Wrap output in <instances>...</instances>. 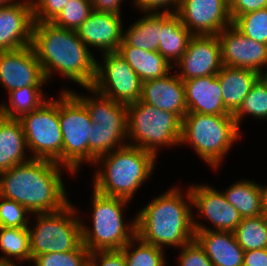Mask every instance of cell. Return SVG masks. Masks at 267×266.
Wrapping results in <instances>:
<instances>
[{
    "instance_id": "cell-1",
    "label": "cell",
    "mask_w": 267,
    "mask_h": 266,
    "mask_svg": "<svg viewBox=\"0 0 267 266\" xmlns=\"http://www.w3.org/2000/svg\"><path fill=\"white\" fill-rule=\"evenodd\" d=\"M69 168L57 162L31 158L0 173V196L23 205L31 214L60 211L68 200L63 181Z\"/></svg>"
},
{
    "instance_id": "cell-2",
    "label": "cell",
    "mask_w": 267,
    "mask_h": 266,
    "mask_svg": "<svg viewBox=\"0 0 267 266\" xmlns=\"http://www.w3.org/2000/svg\"><path fill=\"white\" fill-rule=\"evenodd\" d=\"M31 47L47 81L58 73L83 88L93 85L97 59L75 30L52 22H34Z\"/></svg>"
},
{
    "instance_id": "cell-3",
    "label": "cell",
    "mask_w": 267,
    "mask_h": 266,
    "mask_svg": "<svg viewBox=\"0 0 267 266\" xmlns=\"http://www.w3.org/2000/svg\"><path fill=\"white\" fill-rule=\"evenodd\" d=\"M171 187L155 197L136 215V235L143 241L158 246H182L195 240L190 189Z\"/></svg>"
},
{
    "instance_id": "cell-4",
    "label": "cell",
    "mask_w": 267,
    "mask_h": 266,
    "mask_svg": "<svg viewBox=\"0 0 267 266\" xmlns=\"http://www.w3.org/2000/svg\"><path fill=\"white\" fill-rule=\"evenodd\" d=\"M157 157L126 144L95 160L93 189L105 196L131 201L144 182L151 179ZM142 185V186H141Z\"/></svg>"
},
{
    "instance_id": "cell-5",
    "label": "cell",
    "mask_w": 267,
    "mask_h": 266,
    "mask_svg": "<svg viewBox=\"0 0 267 266\" xmlns=\"http://www.w3.org/2000/svg\"><path fill=\"white\" fill-rule=\"evenodd\" d=\"M242 137L233 115L187 113L182 119L180 145H190L211 169L219 170L225 155Z\"/></svg>"
},
{
    "instance_id": "cell-6",
    "label": "cell",
    "mask_w": 267,
    "mask_h": 266,
    "mask_svg": "<svg viewBox=\"0 0 267 266\" xmlns=\"http://www.w3.org/2000/svg\"><path fill=\"white\" fill-rule=\"evenodd\" d=\"M92 190V227L81 219L82 244L89 252L121 250L136 235V216L129 223L123 220V207L131 201Z\"/></svg>"
},
{
    "instance_id": "cell-7",
    "label": "cell",
    "mask_w": 267,
    "mask_h": 266,
    "mask_svg": "<svg viewBox=\"0 0 267 266\" xmlns=\"http://www.w3.org/2000/svg\"><path fill=\"white\" fill-rule=\"evenodd\" d=\"M92 95L72 91L86 106L92 122L89 136V164L100 156L127 144V105L85 87Z\"/></svg>"
},
{
    "instance_id": "cell-8",
    "label": "cell",
    "mask_w": 267,
    "mask_h": 266,
    "mask_svg": "<svg viewBox=\"0 0 267 266\" xmlns=\"http://www.w3.org/2000/svg\"><path fill=\"white\" fill-rule=\"evenodd\" d=\"M127 144L156 157L162 147L180 146L182 120L140 100L127 105Z\"/></svg>"
},
{
    "instance_id": "cell-9",
    "label": "cell",
    "mask_w": 267,
    "mask_h": 266,
    "mask_svg": "<svg viewBox=\"0 0 267 266\" xmlns=\"http://www.w3.org/2000/svg\"><path fill=\"white\" fill-rule=\"evenodd\" d=\"M77 210L70 203L60 211L32 214L36 225L28 227L31 261L47 253L76 250L82 244L81 218Z\"/></svg>"
},
{
    "instance_id": "cell-10",
    "label": "cell",
    "mask_w": 267,
    "mask_h": 266,
    "mask_svg": "<svg viewBox=\"0 0 267 266\" xmlns=\"http://www.w3.org/2000/svg\"><path fill=\"white\" fill-rule=\"evenodd\" d=\"M58 117L63 137V166L79 174L81 164H89L92 122L84 103L66 87L58 98Z\"/></svg>"
},
{
    "instance_id": "cell-11",
    "label": "cell",
    "mask_w": 267,
    "mask_h": 266,
    "mask_svg": "<svg viewBox=\"0 0 267 266\" xmlns=\"http://www.w3.org/2000/svg\"><path fill=\"white\" fill-rule=\"evenodd\" d=\"M26 145L31 158L63 165V137L58 117V99L47 98L39 108L23 115Z\"/></svg>"
},
{
    "instance_id": "cell-12",
    "label": "cell",
    "mask_w": 267,
    "mask_h": 266,
    "mask_svg": "<svg viewBox=\"0 0 267 266\" xmlns=\"http://www.w3.org/2000/svg\"><path fill=\"white\" fill-rule=\"evenodd\" d=\"M97 61L93 87L114 101L130 104L140 100L142 81L126 60L117 52L101 54Z\"/></svg>"
},
{
    "instance_id": "cell-13",
    "label": "cell",
    "mask_w": 267,
    "mask_h": 266,
    "mask_svg": "<svg viewBox=\"0 0 267 266\" xmlns=\"http://www.w3.org/2000/svg\"><path fill=\"white\" fill-rule=\"evenodd\" d=\"M192 197V208L197 209L199 216L209 220L212 227L199 223L194 218V230L234 231L242 221V216L225 198L223 192L205 184H192L189 186ZM195 219V220H194Z\"/></svg>"
},
{
    "instance_id": "cell-14",
    "label": "cell",
    "mask_w": 267,
    "mask_h": 266,
    "mask_svg": "<svg viewBox=\"0 0 267 266\" xmlns=\"http://www.w3.org/2000/svg\"><path fill=\"white\" fill-rule=\"evenodd\" d=\"M176 13L194 36L218 35L232 24L226 0H180Z\"/></svg>"
},
{
    "instance_id": "cell-15",
    "label": "cell",
    "mask_w": 267,
    "mask_h": 266,
    "mask_svg": "<svg viewBox=\"0 0 267 266\" xmlns=\"http://www.w3.org/2000/svg\"><path fill=\"white\" fill-rule=\"evenodd\" d=\"M46 83L48 81L31 45L18 50L0 51V85L7 93Z\"/></svg>"
},
{
    "instance_id": "cell-16",
    "label": "cell",
    "mask_w": 267,
    "mask_h": 266,
    "mask_svg": "<svg viewBox=\"0 0 267 266\" xmlns=\"http://www.w3.org/2000/svg\"><path fill=\"white\" fill-rule=\"evenodd\" d=\"M173 70L182 80L217 75L223 67L221 44L217 35L193 36L187 50Z\"/></svg>"
},
{
    "instance_id": "cell-17",
    "label": "cell",
    "mask_w": 267,
    "mask_h": 266,
    "mask_svg": "<svg viewBox=\"0 0 267 266\" xmlns=\"http://www.w3.org/2000/svg\"><path fill=\"white\" fill-rule=\"evenodd\" d=\"M223 66L251 69L260 73L267 65V44L243 35L233 24L218 35Z\"/></svg>"
},
{
    "instance_id": "cell-18",
    "label": "cell",
    "mask_w": 267,
    "mask_h": 266,
    "mask_svg": "<svg viewBox=\"0 0 267 266\" xmlns=\"http://www.w3.org/2000/svg\"><path fill=\"white\" fill-rule=\"evenodd\" d=\"M34 17L31 0L0 6V51L31 45Z\"/></svg>"
},
{
    "instance_id": "cell-19",
    "label": "cell",
    "mask_w": 267,
    "mask_h": 266,
    "mask_svg": "<svg viewBox=\"0 0 267 266\" xmlns=\"http://www.w3.org/2000/svg\"><path fill=\"white\" fill-rule=\"evenodd\" d=\"M121 17L119 14L92 11L76 33L89 49L97 48L102 54L117 52L123 41Z\"/></svg>"
},
{
    "instance_id": "cell-20",
    "label": "cell",
    "mask_w": 267,
    "mask_h": 266,
    "mask_svg": "<svg viewBox=\"0 0 267 266\" xmlns=\"http://www.w3.org/2000/svg\"><path fill=\"white\" fill-rule=\"evenodd\" d=\"M140 101L172 112L181 120L188 113L184 82L176 72L142 82Z\"/></svg>"
},
{
    "instance_id": "cell-21",
    "label": "cell",
    "mask_w": 267,
    "mask_h": 266,
    "mask_svg": "<svg viewBox=\"0 0 267 266\" xmlns=\"http://www.w3.org/2000/svg\"><path fill=\"white\" fill-rule=\"evenodd\" d=\"M188 113L232 115L224 106L217 75L183 80Z\"/></svg>"
},
{
    "instance_id": "cell-22",
    "label": "cell",
    "mask_w": 267,
    "mask_h": 266,
    "mask_svg": "<svg viewBox=\"0 0 267 266\" xmlns=\"http://www.w3.org/2000/svg\"><path fill=\"white\" fill-rule=\"evenodd\" d=\"M194 231L195 240L215 266H243L244 250L232 231Z\"/></svg>"
},
{
    "instance_id": "cell-23",
    "label": "cell",
    "mask_w": 267,
    "mask_h": 266,
    "mask_svg": "<svg viewBox=\"0 0 267 266\" xmlns=\"http://www.w3.org/2000/svg\"><path fill=\"white\" fill-rule=\"evenodd\" d=\"M225 109L234 114L259 78L251 69L223 66L217 73Z\"/></svg>"
},
{
    "instance_id": "cell-24",
    "label": "cell",
    "mask_w": 267,
    "mask_h": 266,
    "mask_svg": "<svg viewBox=\"0 0 267 266\" xmlns=\"http://www.w3.org/2000/svg\"><path fill=\"white\" fill-rule=\"evenodd\" d=\"M27 145L19 119L0 115V173L31 159L26 155Z\"/></svg>"
},
{
    "instance_id": "cell-25",
    "label": "cell",
    "mask_w": 267,
    "mask_h": 266,
    "mask_svg": "<svg viewBox=\"0 0 267 266\" xmlns=\"http://www.w3.org/2000/svg\"><path fill=\"white\" fill-rule=\"evenodd\" d=\"M118 53L136 72L142 82L162 78L173 72L174 67L158 52L145 51L135 46L121 42Z\"/></svg>"
},
{
    "instance_id": "cell-26",
    "label": "cell",
    "mask_w": 267,
    "mask_h": 266,
    "mask_svg": "<svg viewBox=\"0 0 267 266\" xmlns=\"http://www.w3.org/2000/svg\"><path fill=\"white\" fill-rule=\"evenodd\" d=\"M194 35L185 28L177 13H162L158 52L174 67Z\"/></svg>"
},
{
    "instance_id": "cell-27",
    "label": "cell",
    "mask_w": 267,
    "mask_h": 266,
    "mask_svg": "<svg viewBox=\"0 0 267 266\" xmlns=\"http://www.w3.org/2000/svg\"><path fill=\"white\" fill-rule=\"evenodd\" d=\"M226 200L243 217L263 214L262 185L249 179H241L222 191Z\"/></svg>"
},
{
    "instance_id": "cell-28",
    "label": "cell",
    "mask_w": 267,
    "mask_h": 266,
    "mask_svg": "<svg viewBox=\"0 0 267 266\" xmlns=\"http://www.w3.org/2000/svg\"><path fill=\"white\" fill-rule=\"evenodd\" d=\"M123 32V40L145 51H158L162 13H145Z\"/></svg>"
},
{
    "instance_id": "cell-29",
    "label": "cell",
    "mask_w": 267,
    "mask_h": 266,
    "mask_svg": "<svg viewBox=\"0 0 267 266\" xmlns=\"http://www.w3.org/2000/svg\"><path fill=\"white\" fill-rule=\"evenodd\" d=\"M43 86H25L8 93L6 101L0 104V115L9 119H20L23 115L39 108L48 97L42 90Z\"/></svg>"
},
{
    "instance_id": "cell-30",
    "label": "cell",
    "mask_w": 267,
    "mask_h": 266,
    "mask_svg": "<svg viewBox=\"0 0 267 266\" xmlns=\"http://www.w3.org/2000/svg\"><path fill=\"white\" fill-rule=\"evenodd\" d=\"M0 252L3 253L2 258L4 260H13V262L16 260L18 264L24 261L30 262L31 251L28 228L0 227Z\"/></svg>"
},
{
    "instance_id": "cell-31",
    "label": "cell",
    "mask_w": 267,
    "mask_h": 266,
    "mask_svg": "<svg viewBox=\"0 0 267 266\" xmlns=\"http://www.w3.org/2000/svg\"><path fill=\"white\" fill-rule=\"evenodd\" d=\"M238 244L244 251L267 249V217H243L233 231Z\"/></svg>"
},
{
    "instance_id": "cell-32",
    "label": "cell",
    "mask_w": 267,
    "mask_h": 266,
    "mask_svg": "<svg viewBox=\"0 0 267 266\" xmlns=\"http://www.w3.org/2000/svg\"><path fill=\"white\" fill-rule=\"evenodd\" d=\"M121 250L127 266H168L165 260V250L143 241L137 235Z\"/></svg>"
},
{
    "instance_id": "cell-33",
    "label": "cell",
    "mask_w": 267,
    "mask_h": 266,
    "mask_svg": "<svg viewBox=\"0 0 267 266\" xmlns=\"http://www.w3.org/2000/svg\"><path fill=\"white\" fill-rule=\"evenodd\" d=\"M246 115L267 120V85L260 78L256 80L239 109L233 114L239 129Z\"/></svg>"
},
{
    "instance_id": "cell-34",
    "label": "cell",
    "mask_w": 267,
    "mask_h": 266,
    "mask_svg": "<svg viewBox=\"0 0 267 266\" xmlns=\"http://www.w3.org/2000/svg\"><path fill=\"white\" fill-rule=\"evenodd\" d=\"M232 24L248 38L267 44V8L237 16Z\"/></svg>"
},
{
    "instance_id": "cell-35",
    "label": "cell",
    "mask_w": 267,
    "mask_h": 266,
    "mask_svg": "<svg viewBox=\"0 0 267 266\" xmlns=\"http://www.w3.org/2000/svg\"><path fill=\"white\" fill-rule=\"evenodd\" d=\"M92 11L90 0H70L52 23L76 31Z\"/></svg>"
},
{
    "instance_id": "cell-36",
    "label": "cell",
    "mask_w": 267,
    "mask_h": 266,
    "mask_svg": "<svg viewBox=\"0 0 267 266\" xmlns=\"http://www.w3.org/2000/svg\"><path fill=\"white\" fill-rule=\"evenodd\" d=\"M89 250L81 244L76 250L36 256L34 266H88Z\"/></svg>"
},
{
    "instance_id": "cell-37",
    "label": "cell",
    "mask_w": 267,
    "mask_h": 266,
    "mask_svg": "<svg viewBox=\"0 0 267 266\" xmlns=\"http://www.w3.org/2000/svg\"><path fill=\"white\" fill-rule=\"evenodd\" d=\"M29 214L32 215L23 205L0 196V227L28 228Z\"/></svg>"
},
{
    "instance_id": "cell-38",
    "label": "cell",
    "mask_w": 267,
    "mask_h": 266,
    "mask_svg": "<svg viewBox=\"0 0 267 266\" xmlns=\"http://www.w3.org/2000/svg\"><path fill=\"white\" fill-rule=\"evenodd\" d=\"M70 0H31L34 22H52Z\"/></svg>"
},
{
    "instance_id": "cell-39",
    "label": "cell",
    "mask_w": 267,
    "mask_h": 266,
    "mask_svg": "<svg viewBox=\"0 0 267 266\" xmlns=\"http://www.w3.org/2000/svg\"><path fill=\"white\" fill-rule=\"evenodd\" d=\"M178 266H215L196 240L182 246Z\"/></svg>"
},
{
    "instance_id": "cell-40",
    "label": "cell",
    "mask_w": 267,
    "mask_h": 266,
    "mask_svg": "<svg viewBox=\"0 0 267 266\" xmlns=\"http://www.w3.org/2000/svg\"><path fill=\"white\" fill-rule=\"evenodd\" d=\"M88 266H127L122 250H99L89 252Z\"/></svg>"
},
{
    "instance_id": "cell-41",
    "label": "cell",
    "mask_w": 267,
    "mask_h": 266,
    "mask_svg": "<svg viewBox=\"0 0 267 266\" xmlns=\"http://www.w3.org/2000/svg\"><path fill=\"white\" fill-rule=\"evenodd\" d=\"M133 4L143 13H176L180 0H133Z\"/></svg>"
},
{
    "instance_id": "cell-42",
    "label": "cell",
    "mask_w": 267,
    "mask_h": 266,
    "mask_svg": "<svg viewBox=\"0 0 267 266\" xmlns=\"http://www.w3.org/2000/svg\"><path fill=\"white\" fill-rule=\"evenodd\" d=\"M232 21L240 15L267 8V0H226Z\"/></svg>"
},
{
    "instance_id": "cell-43",
    "label": "cell",
    "mask_w": 267,
    "mask_h": 266,
    "mask_svg": "<svg viewBox=\"0 0 267 266\" xmlns=\"http://www.w3.org/2000/svg\"><path fill=\"white\" fill-rule=\"evenodd\" d=\"M243 266H267V249L244 251Z\"/></svg>"
},
{
    "instance_id": "cell-44",
    "label": "cell",
    "mask_w": 267,
    "mask_h": 266,
    "mask_svg": "<svg viewBox=\"0 0 267 266\" xmlns=\"http://www.w3.org/2000/svg\"><path fill=\"white\" fill-rule=\"evenodd\" d=\"M124 0H90L92 10L121 15L120 7Z\"/></svg>"
},
{
    "instance_id": "cell-45",
    "label": "cell",
    "mask_w": 267,
    "mask_h": 266,
    "mask_svg": "<svg viewBox=\"0 0 267 266\" xmlns=\"http://www.w3.org/2000/svg\"><path fill=\"white\" fill-rule=\"evenodd\" d=\"M263 214L267 217V185H262Z\"/></svg>"
},
{
    "instance_id": "cell-46",
    "label": "cell",
    "mask_w": 267,
    "mask_h": 266,
    "mask_svg": "<svg viewBox=\"0 0 267 266\" xmlns=\"http://www.w3.org/2000/svg\"><path fill=\"white\" fill-rule=\"evenodd\" d=\"M16 262L13 261H8V260H4L1 256H0V266H18V264L16 265Z\"/></svg>"
},
{
    "instance_id": "cell-47",
    "label": "cell",
    "mask_w": 267,
    "mask_h": 266,
    "mask_svg": "<svg viewBox=\"0 0 267 266\" xmlns=\"http://www.w3.org/2000/svg\"><path fill=\"white\" fill-rule=\"evenodd\" d=\"M265 68L267 69V65ZM264 69L259 73V78L267 85V70L264 71Z\"/></svg>"
},
{
    "instance_id": "cell-48",
    "label": "cell",
    "mask_w": 267,
    "mask_h": 266,
    "mask_svg": "<svg viewBox=\"0 0 267 266\" xmlns=\"http://www.w3.org/2000/svg\"><path fill=\"white\" fill-rule=\"evenodd\" d=\"M18 2V0H0V6H7Z\"/></svg>"
}]
</instances>
